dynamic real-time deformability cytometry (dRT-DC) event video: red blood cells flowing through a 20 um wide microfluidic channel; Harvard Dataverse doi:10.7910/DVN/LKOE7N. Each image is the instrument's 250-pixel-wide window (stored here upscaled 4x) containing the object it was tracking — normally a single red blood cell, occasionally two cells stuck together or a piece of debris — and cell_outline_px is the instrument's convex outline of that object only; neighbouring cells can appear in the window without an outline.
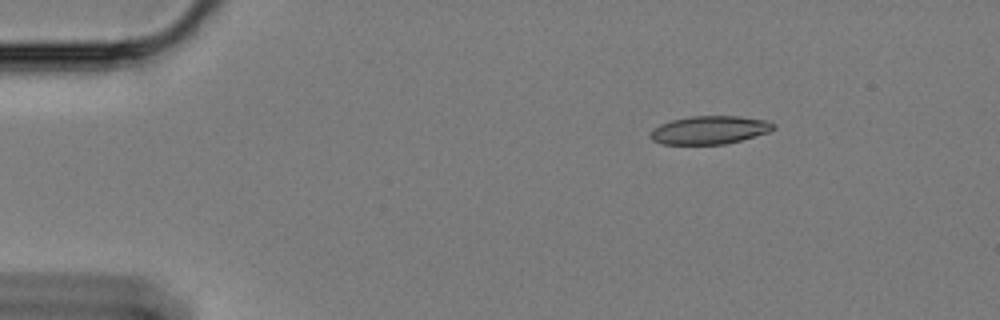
{"species": "Egyptian fruit bat (a non-hibernating species)", "species_latin": "Rousettus aegyptiacus", "temperature_condition": "cold", "stored_images_in_passage": 51, "camera_frame_rate_fps": 3000, "um_per_image_px": 0.085, "animal": {"sex": "female"}, "frame": {"image": 1, "passage_image": 1, "time_ms": 0.0, "image_size_px": [1000, 320], "cell_outline_px": [[776, 128], [768, 132], [740, 140], [724, 144], [664, 144], [652, 140], [652, 128], [660, 124], [672, 120], [692, 116], [740, 116], [768, 120], [776, 124]], "centroid_in_image_um": [60.35, 11.04], "position_along_channel_um": 24.6, "area_um2": 20.11}}
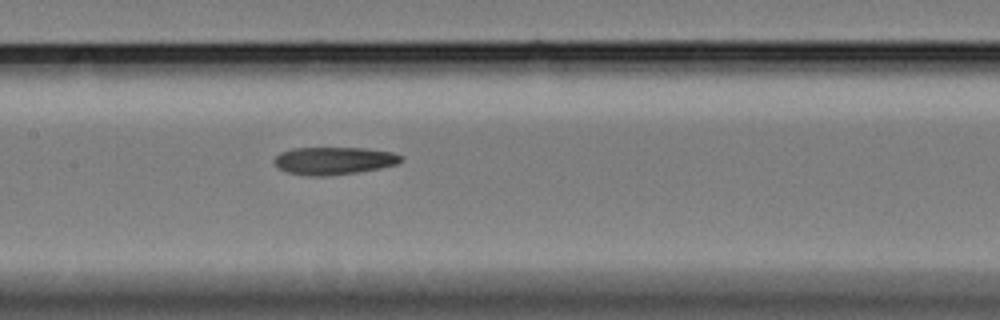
{"frame": {"image": 2, "passage_image": 21, "time_ms": 6.667, "image_size_px": [1000, 320], "cell_outline_px": [[404, 160], [396, 164], [380, 168], [356, 172], [324, 176], [308, 176], [288, 172], [276, 168], [276, 156], [280, 152], [292, 148], [368, 148], [392, 152], [404, 156]], "centroid_in_image_um": [28.4, 13.65], "position_along_channel_um": 179.0, "area_um2": 20.4}}
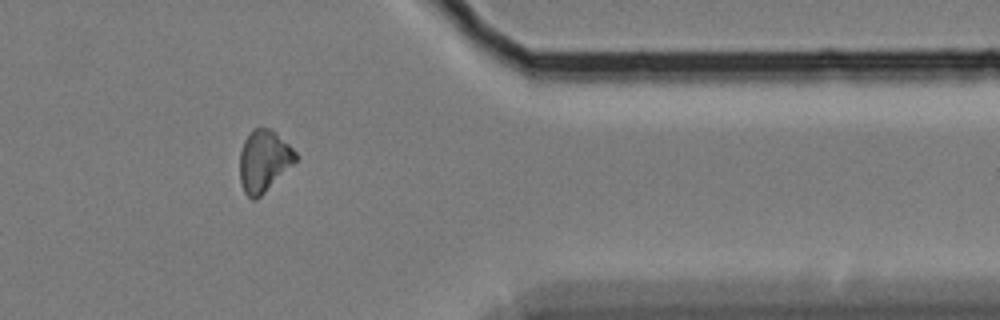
{"frame": {"image": 3, "passage_image": 41, "time_ms": 13.333, "image_size_px": [1000, 320], "cell_outline_px": [[300, 156], [256, 200], [252, 200], [244, 192], [240, 180], [240, 152], [244, 140], [252, 128], [272, 128]], "centroid_in_image_um": [22.41, 13.65], "position_along_channel_um": 389.0, "area_um2": 19.88}, "authors_computed_cell_mechanics": {"area_um2": 20.23, "velocity_mm_per_s": 3.3841, "shape_relaxation_time_tau1_ms": 10.7252, "shape_relaxation_time_tau2_ms": 4.5193, "deformation_change_tau1": 0.2058, "deformation_change_tau2": 0.1257}}